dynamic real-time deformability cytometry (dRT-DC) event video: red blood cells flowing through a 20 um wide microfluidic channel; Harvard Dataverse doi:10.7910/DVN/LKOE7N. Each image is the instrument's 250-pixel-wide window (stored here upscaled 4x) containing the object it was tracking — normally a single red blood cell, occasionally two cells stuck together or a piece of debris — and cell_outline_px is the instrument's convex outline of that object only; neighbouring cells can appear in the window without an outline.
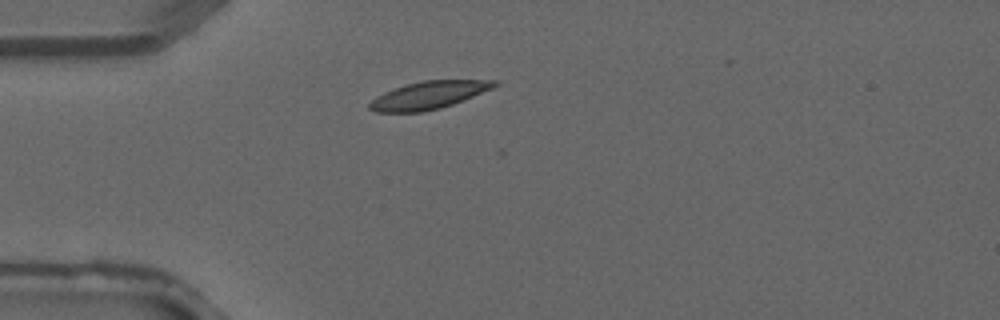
{"species": "common noctule bat (a hibernating species)", "species_latin": "Nyctalus noctula", "temperature_condition": "warm", "stored_images_in_passage": 4, "camera_frame_rate_fps": 3000, "um_per_image_px": 0.085, "animal": {"sex": "male", "forearm_length_mm": 52.5}, "frame": {"image": 1, "passage_image": 4, "time_ms": 1.0, "image_size_px": [1000, 320], "cell_outline_px": [[500, 84], [492, 88], [452, 104], [440, 108], [420, 112], [376, 112], [368, 108], [368, 104], [376, 96], [384, 92], [408, 84], [424, 80], [500, 80]], "centroid_in_image_um": [36.43, 8.09], "position_along_channel_um": 48.6, "area_um2": 19.88}}